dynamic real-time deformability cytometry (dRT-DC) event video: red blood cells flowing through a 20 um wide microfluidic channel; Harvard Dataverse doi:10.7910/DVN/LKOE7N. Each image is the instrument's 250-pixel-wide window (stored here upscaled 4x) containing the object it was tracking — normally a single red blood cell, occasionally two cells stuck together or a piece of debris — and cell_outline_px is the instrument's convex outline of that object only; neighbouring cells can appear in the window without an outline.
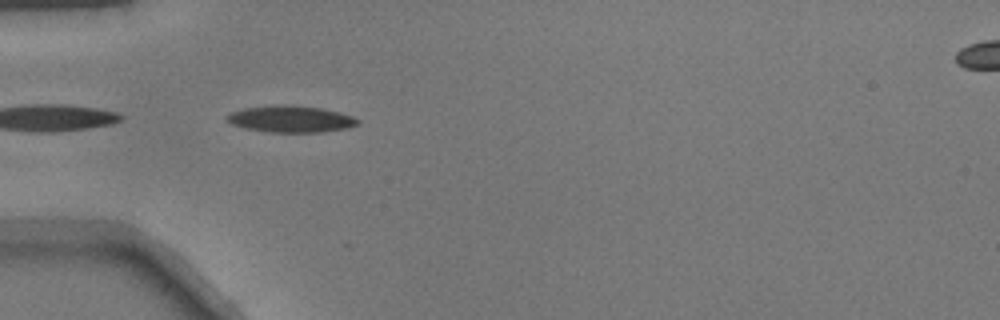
{"species": "common noctule bat (a hibernating species)", "species_latin": "Nyctalus noctula", "temperature_condition": "warm", "stored_images_in_passage": 3, "camera_frame_rate_fps": 3000, "um_per_image_px": 0.085, "animal": {"sex": "male", "body_mass_g": 17.9}, "frame": {"image": 1, "passage_image": 1, "time_ms": 0.0, "image_size_px": [1000, 320], "cell_outline_px": [[360, 120], [356, 124], [344, 128], [320, 132], [268, 132], [248, 128], [232, 124], [224, 120], [224, 116], [232, 112], [244, 108], [276, 104], [288, 104], [320, 108], [340, 112], [352, 116]], "centroid_in_image_um": [24.66, 10.1], "position_along_channel_um": 60.3, "area_um2": 20.23}}